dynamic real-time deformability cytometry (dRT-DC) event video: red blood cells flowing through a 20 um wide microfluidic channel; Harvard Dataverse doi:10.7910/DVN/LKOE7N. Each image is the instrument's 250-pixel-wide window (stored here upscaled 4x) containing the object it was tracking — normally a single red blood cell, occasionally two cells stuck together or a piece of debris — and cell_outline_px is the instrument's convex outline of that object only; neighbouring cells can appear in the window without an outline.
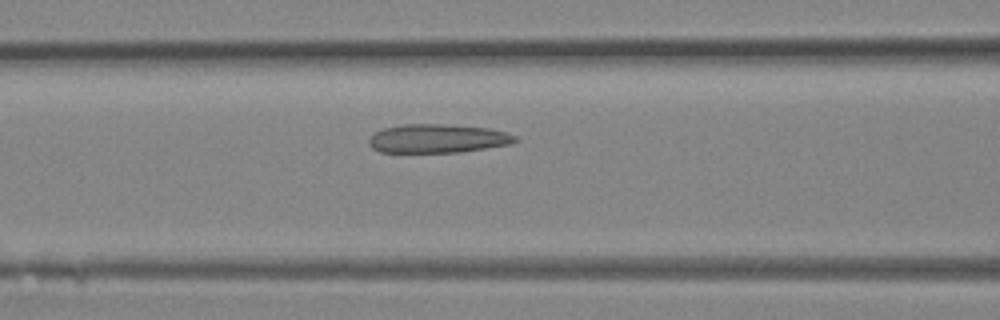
{"species": "Egyptian fruit bat (a non-hibernating species)", "species_latin": "Rousettus aegyptiacus", "temperature_condition": "room temperature", "stored_images_in_passage": 33, "camera_frame_rate_fps": 3000, "um_per_image_px": 0.085, "animal": {"sex": "female"}, "frame": {"image": 1, "passage_image": 13, "time_ms": 4.0, "image_size_px": [1000, 320], "cell_outline_px": [[520, 140], [508, 144], [460, 152], [380, 152], [372, 148], [368, 144], [368, 140], [376, 132], [384, 128], [404, 124], [444, 124], [488, 128], [508, 132], [516, 136]], "centroid_in_image_um": [37.2, 11.77], "position_along_channel_um": 129.4, "area_um2": 24.39}}
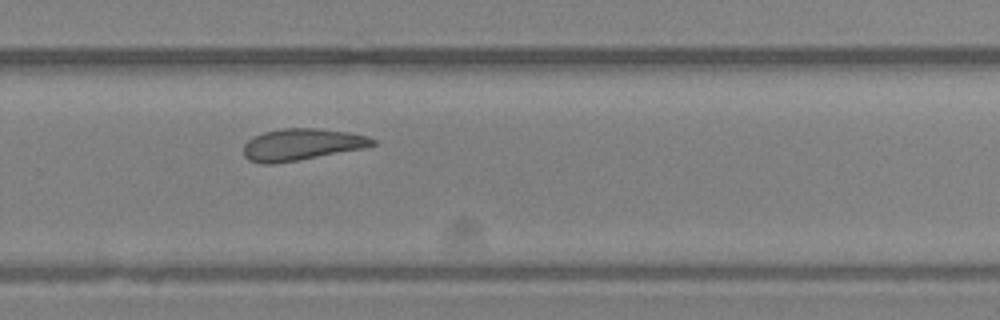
{"frame": {"image": 2, "passage_image": 22, "time_ms": 7.0, "image_size_px": [1000, 320], "cell_outline_px": [[376, 144], [364, 148], [300, 160], [272, 164], [260, 164], [248, 160], [244, 156], [244, 144], [252, 136], [264, 132], [284, 128], [316, 128], [348, 132], [368, 136], [376, 140]], "centroid_in_image_um": [25.62, 12.29], "position_along_channel_um": 304.2, "area_um2": 23.99}}
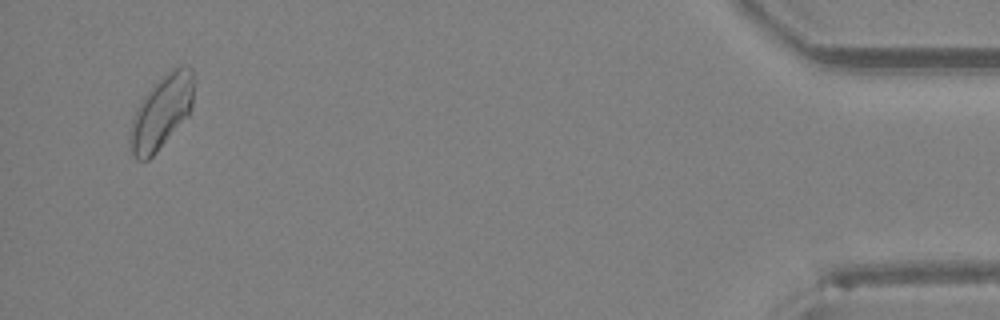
{"frame": {"image": 3, "passage_image": 32, "time_ms": 10.333, "image_size_px": [1000, 320], "cell_outline_px": [[196, 80], [192, 104], [188, 116], [156, 152], [148, 160], [136, 160], [132, 152], [128, 140], [132, 116], [136, 108], [144, 96], [160, 76], [172, 68], [180, 64], [188, 64], [192, 68]], "centroid_in_image_um": [13.75, 9.45], "position_along_channel_um": 421.5, "area_um2": 27.86}}